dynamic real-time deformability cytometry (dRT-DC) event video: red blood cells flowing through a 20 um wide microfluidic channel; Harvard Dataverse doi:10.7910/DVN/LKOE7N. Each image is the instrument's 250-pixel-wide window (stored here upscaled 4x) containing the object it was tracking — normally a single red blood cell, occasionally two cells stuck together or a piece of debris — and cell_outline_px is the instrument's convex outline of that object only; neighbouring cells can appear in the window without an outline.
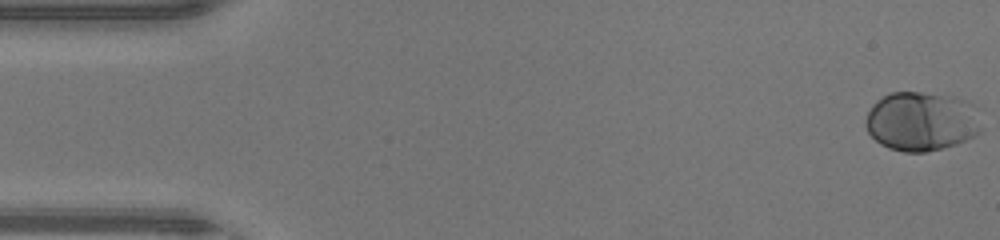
{"species": "human", "species_latin": "Homo sapiens", "temperature_condition": "warm", "stored_images_in_passage": 10, "camera_frame_rate_fps": 3000, "um_per_image_px": 0.085, "donor": {"sex": "male"}, "frame": {"image": 1, "passage_image": 1, "time_ms": 0.0, "image_size_px": [1000, 240], "cell_outline_px": [[980, 132], [956, 144], [924, 152], [904, 152], [888, 148], [880, 144], [868, 132], [864, 124], [864, 120], [872, 104], [876, 100], [892, 92], [920, 92], [956, 96], [980, 108]], "centroid_in_image_um": [78.33, 10.29], "position_along_channel_um": 6.7, "area_um2": 40.29}}